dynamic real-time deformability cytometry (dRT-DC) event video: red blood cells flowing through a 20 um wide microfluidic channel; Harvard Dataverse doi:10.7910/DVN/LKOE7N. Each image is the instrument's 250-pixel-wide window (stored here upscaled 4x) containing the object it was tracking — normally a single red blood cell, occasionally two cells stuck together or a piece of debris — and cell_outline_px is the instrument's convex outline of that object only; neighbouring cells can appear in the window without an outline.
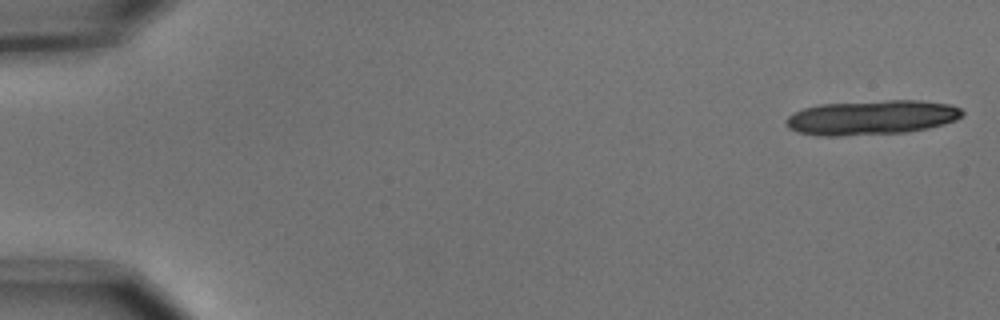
{"species": "common noctule bat (a hibernating species)", "species_latin": "Nyctalus noctula", "temperature_condition": "cold", "stored_images_in_passage": 20, "camera_frame_rate_fps": 3000, "um_per_image_px": 0.085, "animal": {"sex": "male", "body_mass_g": 15.6}, "frame": {"image": 1, "passage_image": 1, "time_ms": 0.0, "image_size_px": [1000, 320], "cell_outline_px": [[964, 112], [956, 120], [944, 124], [928, 128], [904, 132], [836, 136], [816, 136], [796, 132], [788, 128], [784, 120], [792, 112], [804, 108], [820, 104], [888, 100], [920, 100], [952, 104], [960, 108]], "centroid_in_image_um": [74.05, 9.98], "position_along_channel_um": 11.0, "area_um2": 35.72}}